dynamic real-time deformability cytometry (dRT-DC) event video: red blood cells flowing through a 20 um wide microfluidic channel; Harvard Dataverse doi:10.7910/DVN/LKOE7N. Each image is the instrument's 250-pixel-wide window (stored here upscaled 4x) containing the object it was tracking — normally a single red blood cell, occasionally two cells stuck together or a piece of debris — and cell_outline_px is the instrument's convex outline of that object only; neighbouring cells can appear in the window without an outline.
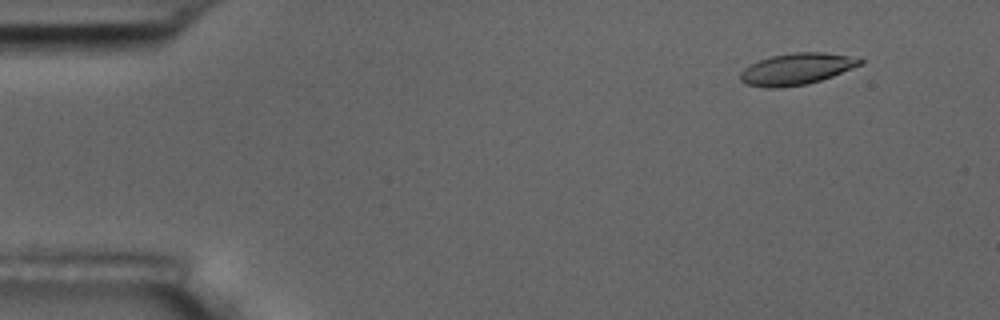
{"species": "common noctule bat (a hibernating species)", "species_latin": "Nyctalus noctula", "temperature_condition": "room temperature", "stored_images_in_passage": 6, "camera_frame_rate_fps": 3000, "um_per_image_px": 0.085, "animal": {"sex": "male", "body_mass_g": 17.5, "forearm_length_mm": 52.3}, "frame": {"image": 1, "passage_image": 2, "time_ms": 1.333, "image_size_px": [1000, 320], "cell_outline_px": [[864, 64], [832, 76], [808, 84], [780, 88], [764, 88], [744, 84], [740, 80], [740, 72], [744, 68], [760, 60], [772, 56], [796, 52], [824, 52], [860, 56], [864, 60]], "centroid_in_image_um": [67.77, 5.86], "position_along_channel_um": 17.2, "area_um2": 22.37}}
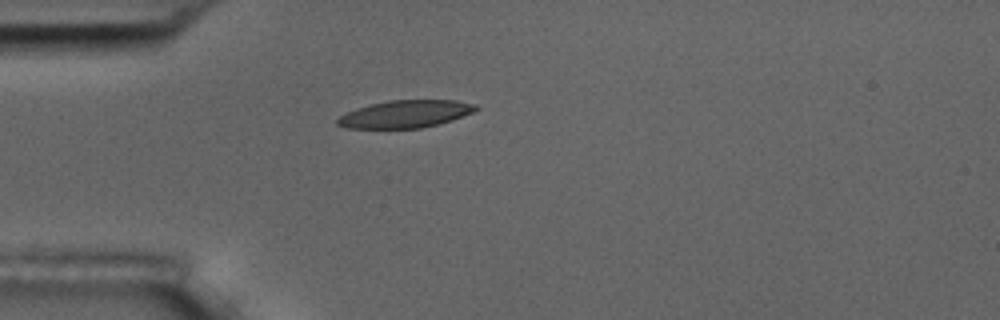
{"frame": {"image": 2, "passage_image": 5, "time_ms": 4.667, "image_size_px": [1000, 320], "cell_outline_px": [[480, 108], [472, 112], [452, 120], [420, 128], [344, 128], [336, 124], [336, 120], [340, 116], [356, 108], [388, 100], [456, 100], [476, 104]], "centroid_in_image_um": [34.45, 9.69], "position_along_channel_um": 50.6, "area_um2": 22.02}}